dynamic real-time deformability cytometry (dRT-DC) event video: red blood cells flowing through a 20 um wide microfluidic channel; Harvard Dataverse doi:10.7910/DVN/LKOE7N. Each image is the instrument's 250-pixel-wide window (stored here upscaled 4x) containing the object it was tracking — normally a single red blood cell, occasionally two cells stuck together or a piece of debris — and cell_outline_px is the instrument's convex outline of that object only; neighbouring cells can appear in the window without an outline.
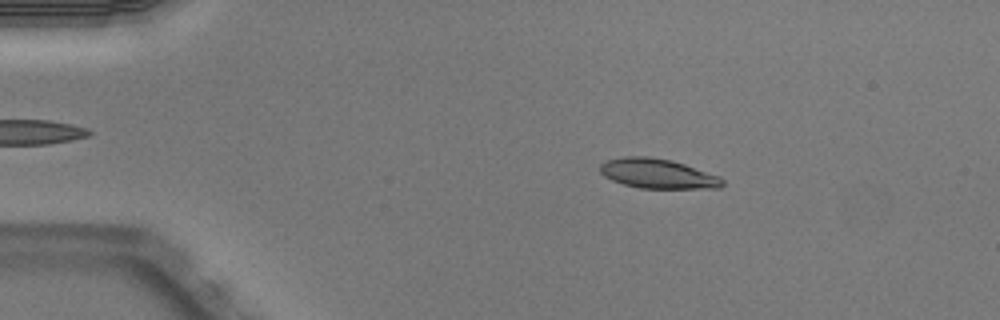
{"species": "Egyptian fruit bat (a non-hibernating species)", "species_latin": "Rousettus aegyptiacus", "temperature_condition": "warm", "stored_images_in_passage": 48, "camera_frame_rate_fps": 3000, "um_per_image_px": 0.085, "animal": {"sex": "male"}, "frame": {"image": 1, "passage_image": 7, "time_ms": 2.0, "image_size_px": [1000, 320], "cell_outline_px": [[724, 184], [720, 188], [640, 188], [624, 184], [612, 180], [604, 176], [600, 172], [600, 164], [604, 160], [624, 156], [648, 156], [672, 160], [720, 176], [724, 180]], "centroid_in_image_um": [55.89, 14.75], "position_along_channel_um": 29.1, "area_um2": 21.27}}
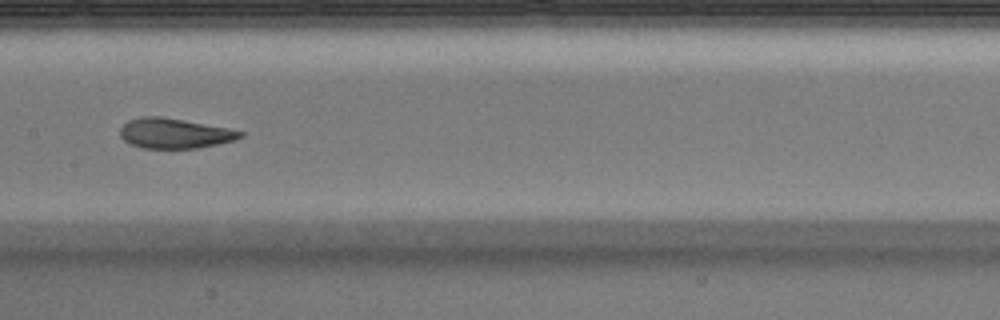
{"frame": {"image": 2, "passage_image": 24, "time_ms": 7.667, "image_size_px": [1000, 320], "cell_outline_px": [[244, 136], [236, 140], [196, 148], [140, 148], [124, 140], [120, 136], [120, 128], [128, 120], [140, 116], [160, 116], [184, 120], [228, 128], [244, 132]], "centroid_in_image_um": [14.83, 11.33], "position_along_channel_um": 192.6, "area_um2": 21.04}}
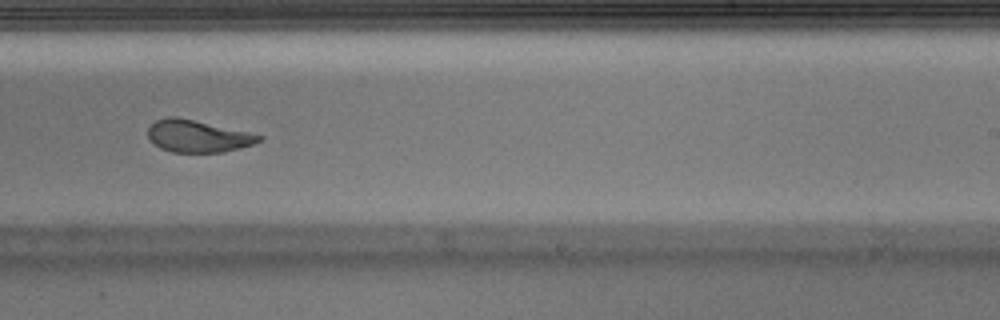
{"frame": {"image": 3, "passage_image": 30, "time_ms": 9.667, "image_size_px": [1000, 320], "cell_outline_px": [[264, 140], [240, 148], [224, 152], [172, 152], [160, 148], [148, 136], [148, 128], [156, 120], [168, 116], [176, 116], [248, 132], [264, 136]], "centroid_in_image_um": [16.83, 11.57], "position_along_channel_um": 272.2, "area_um2": 20.63}, "authors_computed_cell_mechanics": {"area_um2": 21.7906, "velocity_mm_per_s": 3.9941, "shape_relaxation_time_tau1_ms": 3.541, "shape_relaxation_time_tau2_ms": 1.1468, "deformation_change_tau1": 0.1618, "deformation_change_tau2": 0.0762}}